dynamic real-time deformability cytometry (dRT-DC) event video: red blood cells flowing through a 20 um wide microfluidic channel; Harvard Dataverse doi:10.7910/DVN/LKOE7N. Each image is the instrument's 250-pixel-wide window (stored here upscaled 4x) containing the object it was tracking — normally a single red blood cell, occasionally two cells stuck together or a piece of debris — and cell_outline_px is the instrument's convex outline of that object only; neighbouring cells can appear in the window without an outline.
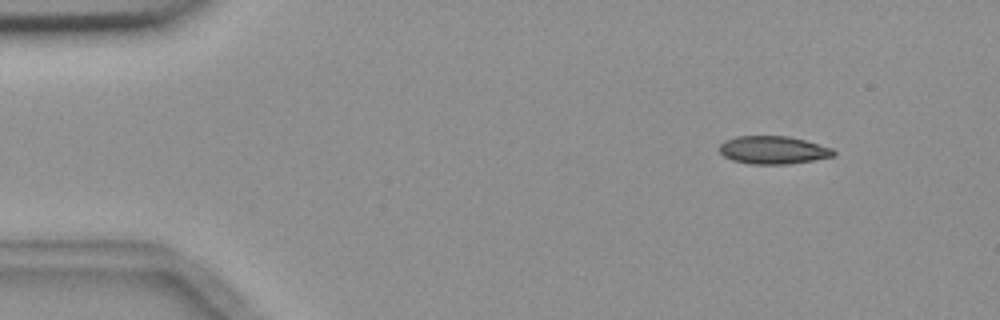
{"species": "common noctule bat (a hibernating species)", "species_latin": "Nyctalus noctula", "temperature_condition": "room temperature", "stored_images_in_passage": 5, "camera_frame_rate_fps": 3000, "um_per_image_px": 0.085, "animal": {"sex": "female", "body_mass_g": 18.4}, "frame": {"image": 1, "passage_image": 2, "time_ms": 1.0, "image_size_px": [1000, 320], "cell_outline_px": [[836, 156], [788, 164], [752, 164], [732, 160], [724, 156], [720, 152], [720, 144], [724, 140], [736, 136], [788, 136], [804, 140], [832, 148], [836, 152]], "centroid_in_image_um": [65.71, 12.75], "position_along_channel_um": 19.3, "area_um2": 18.55}}
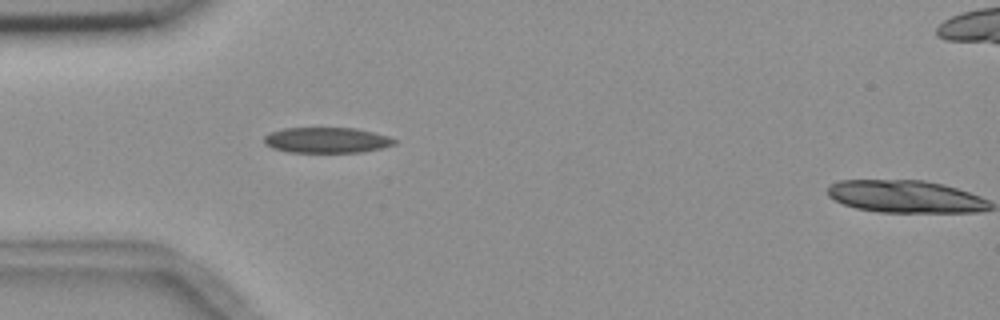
{"frame": {"image": 2, "passage_image": 4, "time_ms": 4.333, "image_size_px": [1000, 320], "cell_outline_px": [[396, 144], [380, 148], [360, 152], [288, 152], [272, 148], [264, 144], [264, 136], [268, 132], [284, 128], [356, 128], [388, 136], [396, 140]], "centroid_in_image_um": [27.72, 11.91], "position_along_channel_um": 57.3, "area_um2": 19.42}}